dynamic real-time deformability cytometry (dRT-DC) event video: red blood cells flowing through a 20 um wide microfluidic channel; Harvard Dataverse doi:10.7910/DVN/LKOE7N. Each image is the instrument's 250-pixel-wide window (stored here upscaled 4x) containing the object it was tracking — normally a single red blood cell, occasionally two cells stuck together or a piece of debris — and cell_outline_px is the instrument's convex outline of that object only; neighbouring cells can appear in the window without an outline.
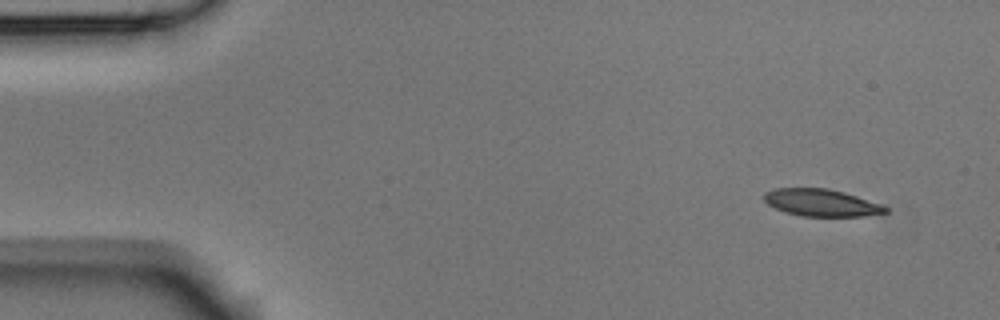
{"species": "Egyptian fruit bat (a non-hibernating species)", "species_latin": "Rousettus aegyptiacus", "temperature_condition": "room temperature", "stored_images_in_passage": 4, "camera_frame_rate_fps": 3000, "um_per_image_px": 0.085, "animal": {"sex": "male"}, "frame": {"image": 1, "passage_image": 1, "time_ms": 0.0, "image_size_px": [1000, 320], "cell_outline_px": [[888, 212], [864, 216], [800, 216], [784, 212], [768, 204], [764, 200], [764, 192], [776, 188], [828, 188], [844, 192], [880, 204], [888, 208]], "centroid_in_image_um": [69.79, 17.23], "position_along_channel_um": 15.2, "area_um2": 19.13}}
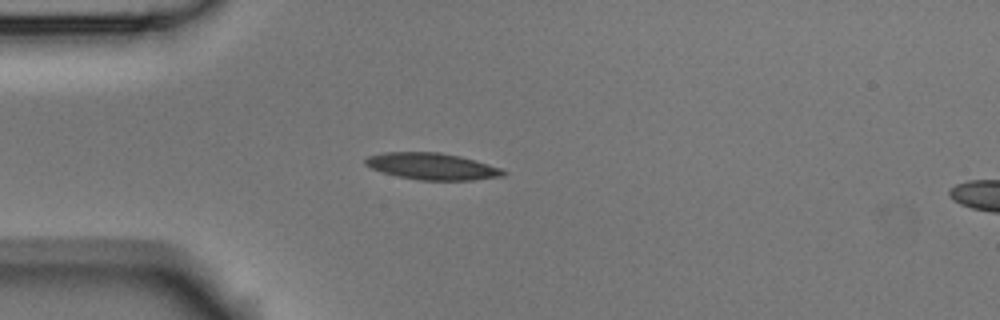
{"frame": {"image": 2, "passage_image": 3, "time_ms": 0.667, "image_size_px": [1000, 320], "cell_outline_px": [[508, 172], [504, 176], [472, 180], [420, 180], [396, 176], [372, 168], [364, 164], [364, 160], [368, 156], [384, 152], [440, 152], [460, 156], [476, 160], [500, 168]], "centroid_in_image_um": [36.74, 14.13], "position_along_channel_um": 48.3, "area_um2": 21.44}}